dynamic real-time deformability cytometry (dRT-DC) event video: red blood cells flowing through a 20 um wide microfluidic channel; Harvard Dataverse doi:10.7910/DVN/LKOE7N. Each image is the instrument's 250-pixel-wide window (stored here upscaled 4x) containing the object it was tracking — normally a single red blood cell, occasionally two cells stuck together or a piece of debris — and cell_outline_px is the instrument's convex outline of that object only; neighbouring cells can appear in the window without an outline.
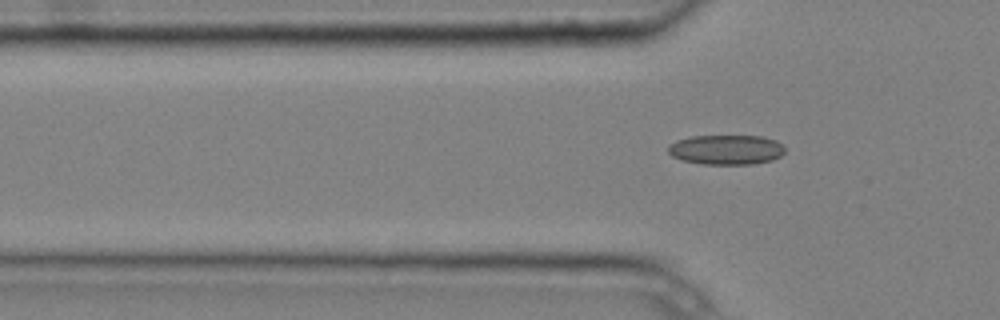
{"species": "common noctule bat (a hibernating species)", "species_latin": "Nyctalus noctula", "temperature_condition": "cold", "stored_images_in_passage": 8, "camera_frame_rate_fps": 3000, "um_per_image_px": 0.085, "animal": {"sex": "male", "body_mass_g": 20.4}, "frame": {"image": 1, "passage_image": 8, "time_ms": 2.333, "image_size_px": [1000, 320], "cell_outline_px": [[784, 152], [780, 156], [772, 160], [756, 164], [700, 164], [680, 160], [672, 156], [668, 152], [668, 144], [676, 140], [692, 136], [764, 136], [776, 140], [784, 148]], "centroid_in_image_um": [61.7, 12.73], "position_along_channel_um": 64.1, "area_um2": 20.46}}